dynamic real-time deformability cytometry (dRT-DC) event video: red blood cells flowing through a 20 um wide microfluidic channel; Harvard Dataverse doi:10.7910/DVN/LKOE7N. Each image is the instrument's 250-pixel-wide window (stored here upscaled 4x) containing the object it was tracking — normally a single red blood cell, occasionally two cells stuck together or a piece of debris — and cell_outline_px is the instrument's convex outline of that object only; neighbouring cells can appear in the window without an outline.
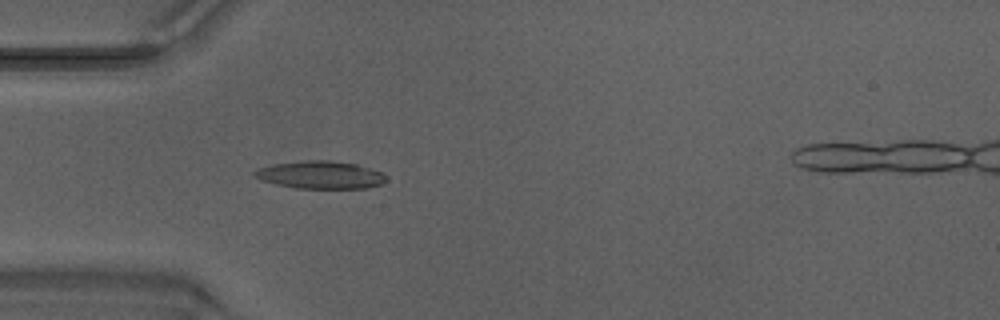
{"species": "Egyptian fruit bat (a non-hibernating species)", "species_latin": "Rousettus aegyptiacus", "temperature_condition": "warm", "stored_images_in_passage": 47, "camera_frame_rate_fps": 3000, "um_per_image_px": 0.085, "animal": {"sex": "male"}, "frame": {"image": 1, "passage_image": 14, "time_ms": 4.333, "image_size_px": [1000, 320], "cell_outline_px": [[388, 180], [380, 184], [364, 188], [296, 188], [276, 184], [252, 176], [252, 172], [260, 168], [272, 164], [304, 160], [328, 160], [356, 164], [384, 172], [388, 176]], "centroid_in_image_um": [27.27, 14.86], "position_along_channel_um": 57.7, "area_um2": 21.27}}
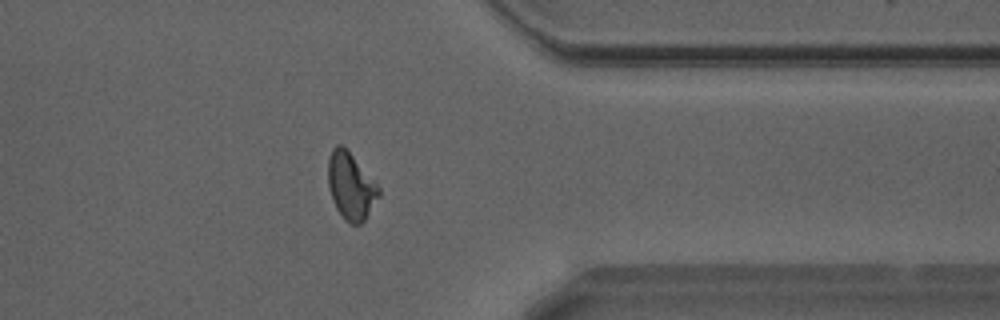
{"frame": {"image": 2, "passage_image": 38, "time_ms": 12.333, "image_size_px": [1000, 320], "cell_outline_px": [[380, 196], [364, 220], [360, 224], [348, 224], [344, 220], [336, 208], [332, 200], [328, 184], [328, 160], [332, 148], [336, 144], [344, 144], [380, 188]], "centroid_in_image_um": [29.81, 15.8], "position_along_channel_um": 381.6, "area_um2": 19.94}}
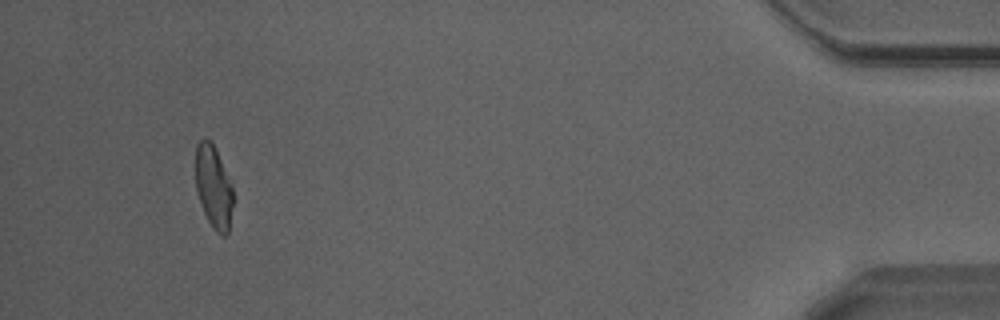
{"frame": {"image": 3, "passage_image": 45, "time_ms": 14.667, "image_size_px": [1000, 320], "cell_outline_px": [[232, 204], [228, 236], [220, 236], [212, 228], [204, 212], [196, 188], [196, 144], [204, 136], [212, 140], [232, 184]], "centroid_in_image_um": [18.15, 15.86], "position_along_channel_um": 417.0, "area_um2": 18.21}}